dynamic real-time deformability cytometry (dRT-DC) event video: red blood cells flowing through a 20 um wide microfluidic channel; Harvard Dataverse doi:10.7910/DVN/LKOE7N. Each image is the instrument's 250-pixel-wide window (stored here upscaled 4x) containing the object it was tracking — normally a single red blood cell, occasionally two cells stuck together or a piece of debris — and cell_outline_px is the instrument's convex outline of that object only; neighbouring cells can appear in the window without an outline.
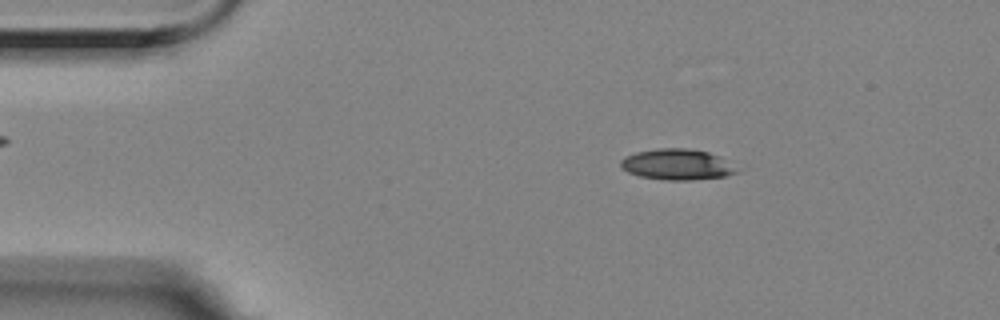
{"species": "Egyptian fruit bat (a non-hibernating species)", "species_latin": "Rousettus aegyptiacus", "temperature_condition": "room temperature", "stored_images_in_passage": 57, "camera_frame_rate_fps": 3000, "um_per_image_px": 0.085, "animal": {"sex": "female"}, "frame": {"image": 1, "passage_image": 10, "time_ms": 3.0, "image_size_px": [1000, 320], "cell_outline_px": [[740, 172], [724, 176], [692, 180], [664, 180], [640, 176], [628, 172], [620, 168], [620, 160], [624, 156], [636, 152], [660, 148], [688, 148], [708, 152], [720, 156]], "centroid_in_image_um": [57.51, 13.98], "position_along_channel_um": 27.5, "area_um2": 20.87}}
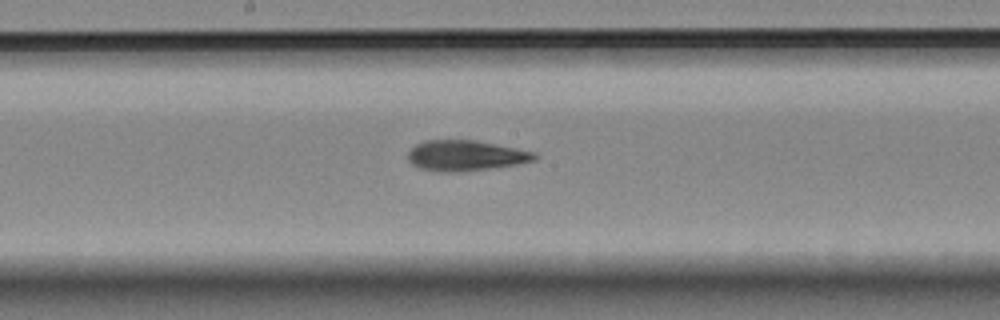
{"frame": {"image": 2, "passage_image": 30, "time_ms": 9.667, "image_size_px": [1000, 320], "cell_outline_px": [[540, 156], [536, 160], [516, 164], [488, 168], [456, 172], [440, 172], [420, 168], [412, 164], [408, 160], [408, 152], [416, 144], [428, 140], [476, 140], [532, 152]], "centroid_in_image_um": [39.55, 13.22], "position_along_channel_um": 208.7, "area_um2": 22.2}}
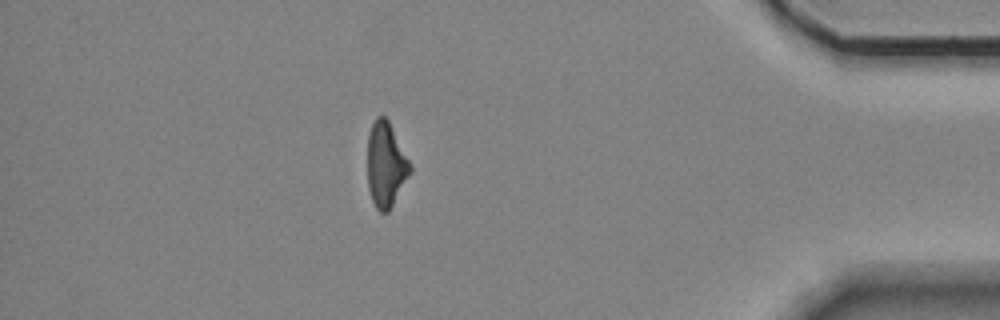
{"frame": {"image": 3, "passage_image": 50, "time_ms": 16.333, "image_size_px": [1000, 320], "cell_outline_px": [[412, 172], [388, 212], [380, 212], [376, 208], [372, 200], [368, 188], [368, 136], [372, 124], [376, 116], [384, 116], [388, 120], [412, 168]], "centroid_in_image_um": [32.79, 14.02], "position_along_channel_um": 402.4, "area_um2": 20.81}, "authors_computed_cell_mechanics": {"area_um2": 21.5594, "velocity_mm_per_s": 3.5336, "shape_relaxation_time_tau1_ms": 9.1924, "shape_relaxation_time_tau2_ms": 3.3356, "deformation_change_tau1": 0.2433, "deformation_change_tau2": 0.1298}}